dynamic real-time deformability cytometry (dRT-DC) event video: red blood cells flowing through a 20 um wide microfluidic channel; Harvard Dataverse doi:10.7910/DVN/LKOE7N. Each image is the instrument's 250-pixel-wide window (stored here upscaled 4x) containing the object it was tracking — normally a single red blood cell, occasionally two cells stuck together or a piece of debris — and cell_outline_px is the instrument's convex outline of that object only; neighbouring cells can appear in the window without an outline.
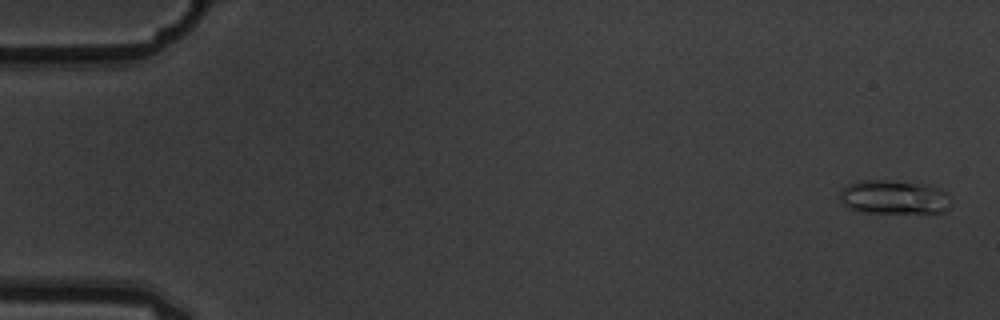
{"species": "common noctule bat (a hibernating species)", "species_latin": "Nyctalus noctula", "temperature_condition": "warm", "stored_images_in_passage": 6, "camera_frame_rate_fps": 3000, "um_per_image_px": 0.085, "animal": {"sex": "male", "body_mass_g": 19.5, "forearm_length_mm": 54.6}, "frame": {"image": 1, "passage_image": 1, "time_ms": 0.0, "image_size_px": [1000, 320], "cell_outline_px": [[952, 204], [944, 212], [936, 216], [860, 212], [844, 204], [840, 200], [840, 192], [848, 184], [856, 180], [888, 180], [932, 184], [940, 188], [944, 192]], "centroid_in_image_um": [76.09, 16.8], "position_along_channel_um": 8.9, "area_um2": 23.24}}
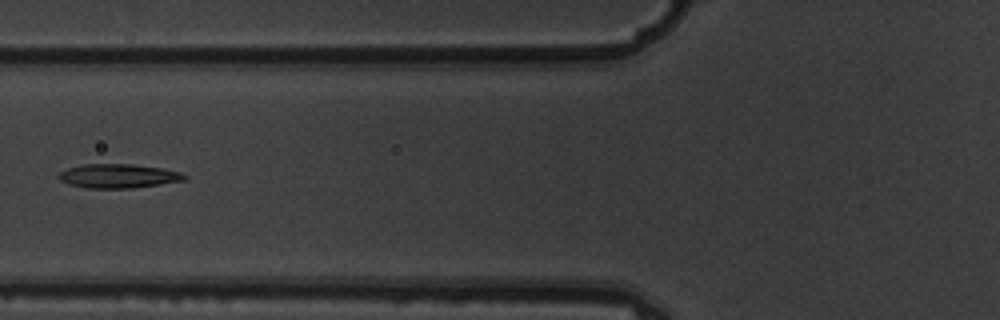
{"frame": {"image": 2, "passage_image": 6, "time_ms": 1.667, "image_size_px": [1000, 320], "cell_outline_px": [[188, 176], [184, 180], [160, 184], [132, 188], [84, 188], [68, 184], [60, 180], [56, 176], [60, 172], [68, 168], [84, 164], [132, 164], [160, 168], [180, 172]], "centroid_in_image_um": [10.01, 14.96], "position_along_channel_um": 115.8, "area_um2": 17.57}}